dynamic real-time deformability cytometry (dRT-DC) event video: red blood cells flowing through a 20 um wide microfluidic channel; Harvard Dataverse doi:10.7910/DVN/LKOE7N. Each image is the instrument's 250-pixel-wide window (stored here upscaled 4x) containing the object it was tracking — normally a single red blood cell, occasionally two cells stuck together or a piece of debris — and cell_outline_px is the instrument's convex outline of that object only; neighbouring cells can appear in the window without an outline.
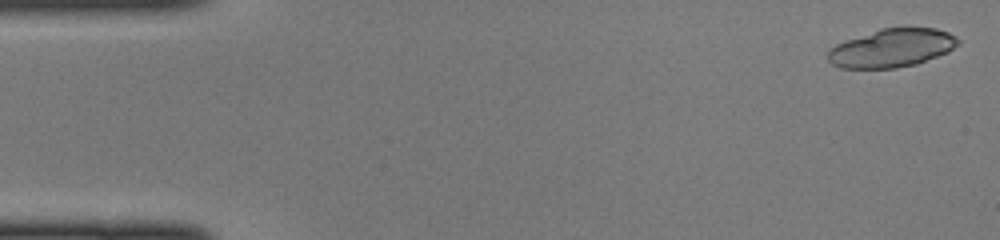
{"species": "common noctule bat (a hibernating species)", "species_latin": "Nyctalus noctula", "temperature_condition": "cold", "stored_images_in_passage": 45, "camera_frame_rate_fps": 3000, "um_per_image_px": 0.085, "animal": {"sex": "female", "body_mass_g": 22.0, "forearm_length_mm": 56.7}, "frame": {"image": 1, "passage_image": 1, "time_ms": 0.0, "image_size_px": [1000, 240], "cell_outline_px": [[960, 44], [948, 52], [916, 64], [896, 68], [840, 68], [832, 64], [828, 60], [828, 48], [836, 44], [880, 28], [936, 28], [948, 32], [956, 36], [960, 40]], "centroid_in_image_um": [75.82, 4.08], "position_along_channel_um": 9.2, "area_um2": 29.13}}